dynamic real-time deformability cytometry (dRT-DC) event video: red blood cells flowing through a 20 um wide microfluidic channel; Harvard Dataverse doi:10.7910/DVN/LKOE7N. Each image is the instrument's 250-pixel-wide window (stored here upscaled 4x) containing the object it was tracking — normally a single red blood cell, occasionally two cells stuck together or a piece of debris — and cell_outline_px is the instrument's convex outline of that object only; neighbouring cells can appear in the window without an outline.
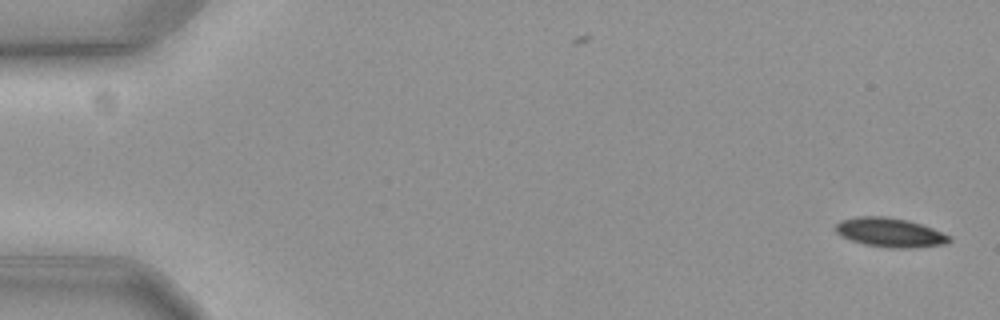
{"species": "common noctule bat (a hibernating species)", "species_latin": "Nyctalus noctula", "temperature_condition": "cold", "stored_images_in_passage": 59, "camera_frame_rate_fps": 3000, "um_per_image_px": 0.085, "animal": {"sex": "female", "body_mass_g": 19.3, "forearm_length_mm": 54.1}, "frame": {"image": 1, "passage_image": 1, "time_ms": 0.0, "image_size_px": [1000, 320], "cell_outline_px": [[952, 240], [944, 244], [912, 248], [888, 248], [864, 244], [840, 236], [832, 228], [840, 220], [856, 216], [884, 216], [908, 220], [932, 228], [952, 236]], "centroid_in_image_um": [75.62, 19.76], "position_along_channel_um": 9.4, "area_um2": 19.54}}
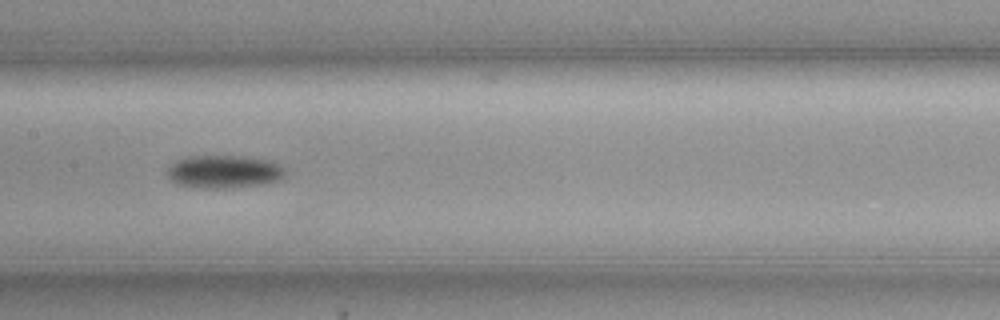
{"frame": {"image": 2, "passage_image": 29, "time_ms": 9.333, "image_size_px": [1000, 320], "cell_outline_px": [[288, 172], [280, 180], [264, 184], [224, 188], [192, 188], [180, 184], [172, 180], [168, 176], [168, 168], [176, 160], [188, 156], [248, 156], [272, 160], [280, 164]], "centroid_in_image_um": [19.1, 14.58], "position_along_channel_um": 188.3, "area_um2": 22.95}}
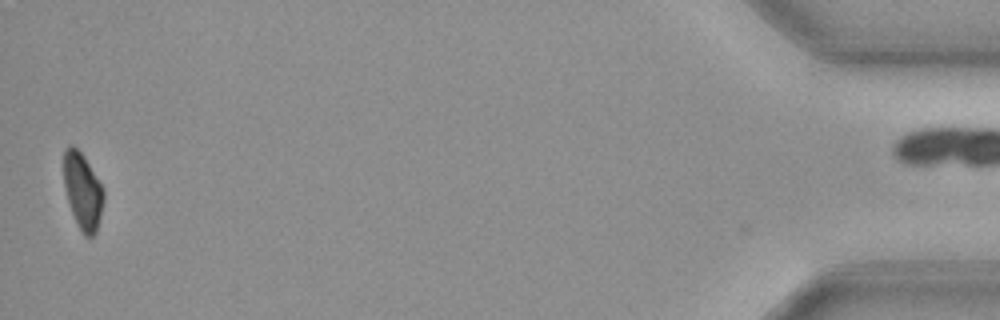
{"frame": {"image": 3, "passage_image": 57, "time_ms": 18.667, "image_size_px": [1000, 320], "cell_outline_px": [[104, 200], [96, 232], [92, 236], [84, 236], [72, 212], [68, 200], [64, 184], [64, 148], [72, 144], [84, 156], [104, 188]], "centroid_in_image_um": [7.04, 16.21], "position_along_channel_um": 428.2, "area_um2": 17.51}, "authors_computed_cell_mechanics": {"area_um2": 20.2878, "velocity_mm_per_s": 3.6049, "shape_relaxation_time_tau1_ms": 8.3824, "shape_relaxation_time_tau2_ms": null, "deformation_change_tau1": 0.1525, "deformation_change_tau2": null}}